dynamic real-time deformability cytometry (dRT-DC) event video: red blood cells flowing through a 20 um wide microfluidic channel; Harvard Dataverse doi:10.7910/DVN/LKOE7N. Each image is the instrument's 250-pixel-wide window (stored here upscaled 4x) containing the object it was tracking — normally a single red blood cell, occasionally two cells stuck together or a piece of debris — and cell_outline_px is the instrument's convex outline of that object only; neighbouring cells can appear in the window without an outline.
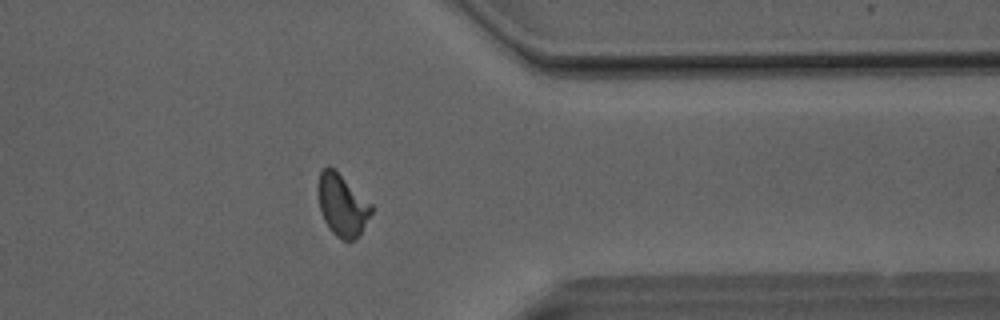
{"species": "Egyptian fruit bat (a non-hibernating species)", "species_latin": "Rousettus aegyptiacus", "temperature_condition": "room temperature", "stored_images_in_passage": 40, "camera_frame_rate_fps": 3000, "um_per_image_px": 0.085, "animal": {"sex": "male"}, "frame": {"image": 1, "passage_image": 30, "time_ms": 9.667, "image_size_px": [1000, 320], "cell_outline_px": [[372, 212], [360, 236], [352, 240], [344, 240], [336, 236], [332, 232], [324, 220], [320, 208], [316, 188], [316, 184], [320, 172], [328, 164], [372, 204]], "centroid_in_image_um": [29.07, 17.43], "position_along_channel_um": 382.3, "area_um2": 19.19}}
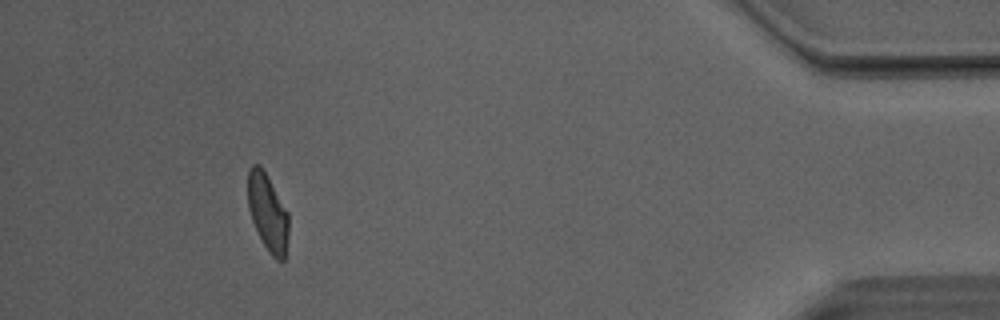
{"frame": {"image": 2, "passage_image": 36, "time_ms": 11.667, "image_size_px": [1000, 320], "cell_outline_px": [[288, 236], [284, 260], [276, 260], [268, 252], [252, 220], [248, 208], [248, 168], [252, 164], [260, 164], [288, 212]], "centroid_in_image_um": [22.75, 18.05], "position_along_channel_um": 412.5, "area_um2": 18.15}, "authors_computed_cell_mechanics": {"area_um2": 18.9873, "velocity_mm_per_s": 4.0811, "shape_relaxation_time_tau1_ms": 6.7046, "shape_relaxation_time_tau2_ms": 1.5792, "deformation_change_tau1": 0.1925, "deformation_change_tau2": 0.08}}